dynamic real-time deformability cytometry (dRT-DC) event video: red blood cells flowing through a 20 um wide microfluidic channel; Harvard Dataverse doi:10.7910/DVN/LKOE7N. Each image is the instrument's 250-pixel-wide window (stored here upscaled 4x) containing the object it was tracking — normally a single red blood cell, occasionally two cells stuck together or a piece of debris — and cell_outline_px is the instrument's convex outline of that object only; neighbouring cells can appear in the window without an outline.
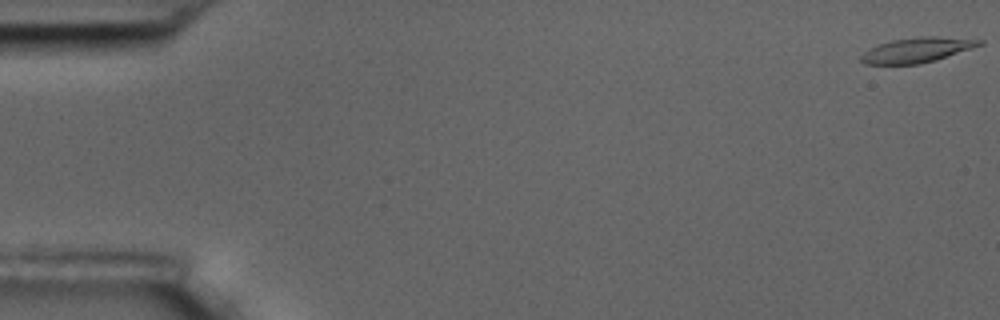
{"species": "common noctule bat (a hibernating species)", "species_latin": "Nyctalus noctula", "temperature_condition": "room temperature", "stored_images_in_passage": 5, "camera_frame_rate_fps": 3000, "um_per_image_px": 0.085, "animal": {"sex": "male", "body_mass_g": 17.5, "forearm_length_mm": 52.3}, "frame": {"image": 1, "passage_image": 1, "time_ms": 0.0, "image_size_px": [1000, 320], "cell_outline_px": [[984, 44], [936, 60], [920, 64], [864, 64], [860, 60], [860, 56], [868, 48], [892, 40], [920, 36], [936, 36], [984, 40]], "centroid_in_image_um": [77.94, 4.25], "position_along_channel_um": 7.1, "area_um2": 17.22}}